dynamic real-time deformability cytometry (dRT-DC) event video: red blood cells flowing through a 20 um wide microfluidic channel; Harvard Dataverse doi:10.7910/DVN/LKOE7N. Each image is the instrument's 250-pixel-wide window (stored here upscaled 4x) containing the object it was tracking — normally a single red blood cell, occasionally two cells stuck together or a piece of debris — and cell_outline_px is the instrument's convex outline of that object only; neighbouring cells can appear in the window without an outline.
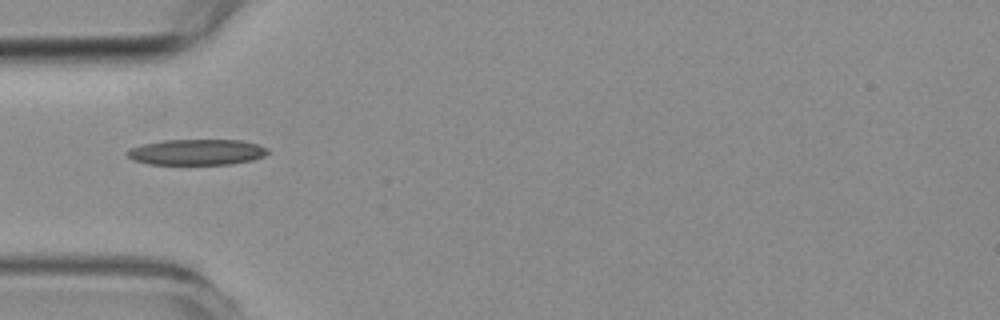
{"species": "common noctule bat (a hibernating species)", "species_latin": "Nyctalus noctula", "temperature_condition": "room temperature", "stored_images_in_passage": 38, "camera_frame_rate_fps": 3000, "um_per_image_px": 0.085, "animal": {"sex": "female", "body_mass_g": 19.3, "forearm_length_mm": 54.1}, "frame": {"image": 1, "passage_image": 1, "time_ms": 0.0, "image_size_px": [1000, 320], "cell_outline_px": [[268, 152], [264, 156], [252, 160], [232, 164], [148, 164], [132, 160], [124, 152], [128, 148], [144, 144], [164, 140], [240, 140], [256, 144], [268, 148]], "centroid_in_image_um": [16.69, 12.93], "position_along_channel_um": 68.3, "area_um2": 21.15}}
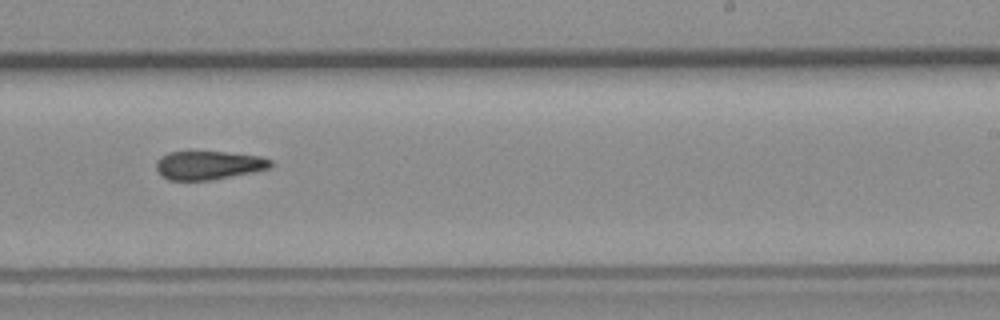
{"frame": {"image": 2, "passage_image": 17, "time_ms": 5.333, "image_size_px": [1000, 320], "cell_outline_px": [[272, 168], [212, 180], [168, 180], [156, 168], [156, 160], [160, 156], [168, 152], [224, 152], [260, 156], [272, 160]], "centroid_in_image_um": [17.74, 14.04], "position_along_channel_um": 271.3, "area_um2": 19.02}}
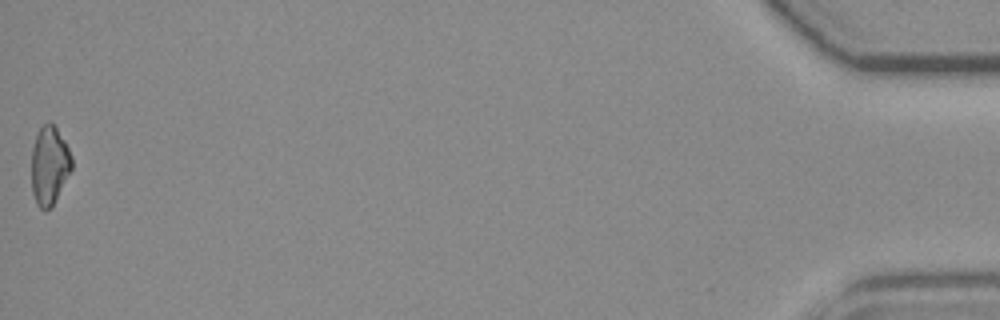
{"frame": {"image": 3, "passage_image": 38, "time_ms": 12.333, "image_size_px": [1000, 320], "cell_outline_px": [[72, 168], [52, 208], [44, 212], [36, 204], [32, 192], [32, 148], [36, 136], [40, 128], [48, 120], [56, 128], [64, 140], [72, 156]], "centroid_in_image_um": [4.2, 14.11], "position_along_channel_um": 431.0, "area_um2": 18.5}, "authors_computed_cell_mechanics": {"area_um2": 19.5942, "velocity_mm_per_s": 3.7934, "shape_relaxation_time_tau1_ms": null, "shape_relaxation_time_tau2_ms": 3.2907, "deformation_change_tau1": null, "deformation_change_tau2": 0.1207}}